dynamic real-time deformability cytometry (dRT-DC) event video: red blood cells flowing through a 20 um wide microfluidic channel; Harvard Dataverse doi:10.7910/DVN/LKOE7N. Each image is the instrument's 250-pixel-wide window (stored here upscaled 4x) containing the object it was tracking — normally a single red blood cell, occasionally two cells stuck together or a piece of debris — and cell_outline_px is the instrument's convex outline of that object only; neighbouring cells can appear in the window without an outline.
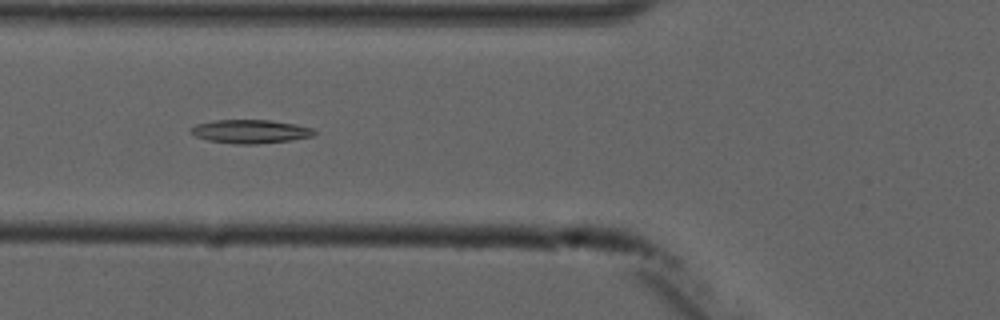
{"species": "common noctule bat (a hibernating species)", "species_latin": "Nyctalus noctula", "temperature_condition": "cold", "stored_images_in_passage": 6, "camera_frame_rate_fps": 3000, "um_per_image_px": 0.085, "animal": {"sex": "male", "forearm_length_mm": 52.5}, "frame": {"image": 1, "passage_image": 2, "time_ms": 1.0, "image_size_px": [1000, 320], "cell_outline_px": [[316, 132], [312, 136], [288, 140], [256, 144], [236, 144], [208, 140], [196, 136], [188, 132], [196, 124], [212, 120], [272, 120], [296, 124], [312, 128]], "centroid_in_image_um": [21.25, 11.16], "position_along_channel_um": 104.5, "area_um2": 16.88}}
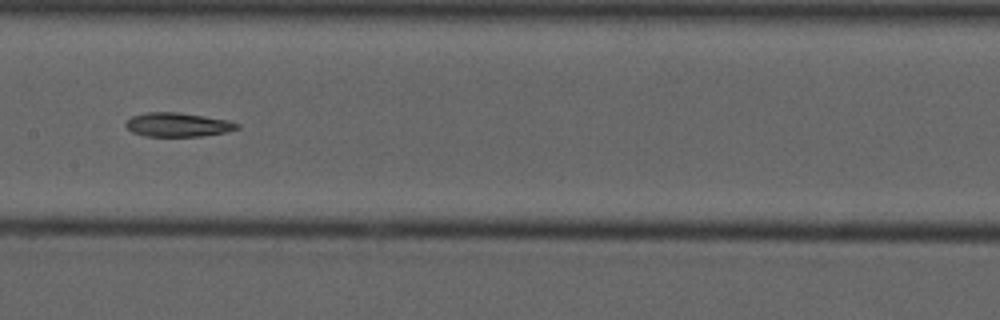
{"frame": {"image": 2, "passage_image": 4, "time_ms": 3.333, "image_size_px": [1000, 320], "cell_outline_px": [[240, 128], [224, 132], [200, 136], [144, 136], [132, 132], [124, 124], [132, 116], [148, 112], [176, 112], [204, 116], [228, 120], [240, 124]], "centroid_in_image_um": [15.11, 10.6], "position_along_channel_um": 192.3, "area_um2": 15.43}}
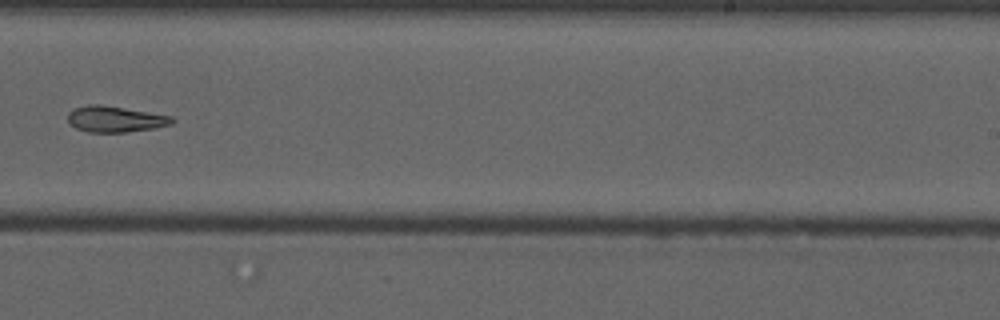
{"frame": {"image": 3, "passage_image": 6, "time_ms": 5.667, "image_size_px": [1000, 320], "cell_outline_px": [[176, 120], [172, 124], [156, 128], [124, 132], [88, 132], [76, 128], [68, 120], [68, 112], [72, 108], [88, 104], [100, 104], [172, 116]], "centroid_in_image_um": [9.79, 10.12], "position_along_channel_um": 279.2, "area_um2": 15.84}}